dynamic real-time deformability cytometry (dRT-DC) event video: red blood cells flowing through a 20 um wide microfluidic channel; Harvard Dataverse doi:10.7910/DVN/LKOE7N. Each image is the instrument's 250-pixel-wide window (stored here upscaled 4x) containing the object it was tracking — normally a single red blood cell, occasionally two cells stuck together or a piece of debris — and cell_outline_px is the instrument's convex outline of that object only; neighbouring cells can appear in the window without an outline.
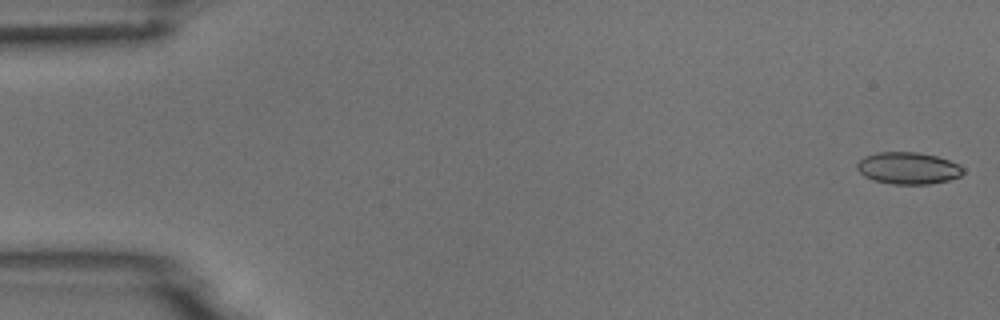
{"species": "common noctule bat (a hibernating species)", "species_latin": "Nyctalus noctula", "temperature_condition": "room temperature", "stored_images_in_passage": 5, "camera_frame_rate_fps": 3000, "um_per_image_px": 0.085, "animal": {"sex": "male", "body_mass_g": 18.8}, "frame": {"image": 1, "passage_image": 1, "time_ms": 0.0, "image_size_px": [1000, 320], "cell_outline_px": [[964, 172], [960, 176], [948, 180], [928, 184], [892, 184], [876, 180], [864, 176], [856, 168], [856, 164], [864, 156], [876, 152], [920, 152], [936, 156], [960, 164], [964, 168]], "centroid_in_image_um": [77.2, 14.28], "position_along_channel_um": 7.8, "area_um2": 19.77}}
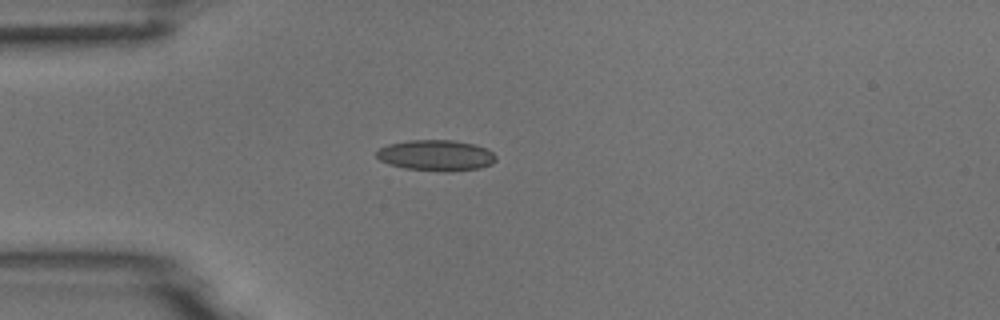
{"frame": {"image": 2, "passage_image": 5, "time_ms": 4.333, "image_size_px": [1000, 320], "cell_outline_px": [[496, 160], [492, 164], [480, 168], [448, 172], [444, 172], [404, 168], [388, 164], [380, 160], [376, 156], [376, 152], [380, 148], [388, 144], [408, 140], [452, 140], [476, 144], [488, 148], [496, 156]], "centroid_in_image_um": [37.09, 13.21], "position_along_channel_um": 47.9, "area_um2": 21.73}}